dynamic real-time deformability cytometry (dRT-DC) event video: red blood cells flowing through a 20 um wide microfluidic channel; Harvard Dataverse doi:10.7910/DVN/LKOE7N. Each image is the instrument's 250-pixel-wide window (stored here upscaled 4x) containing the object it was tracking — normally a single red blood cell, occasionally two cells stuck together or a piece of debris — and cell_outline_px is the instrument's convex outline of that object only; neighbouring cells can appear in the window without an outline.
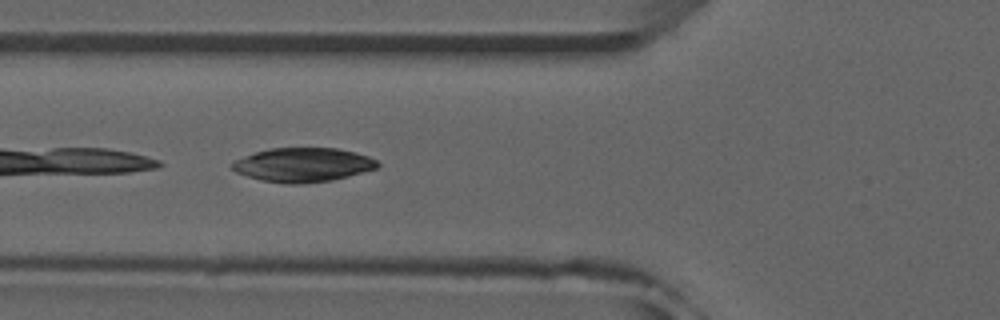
{"species": "common noctule bat (a hibernating species)", "species_latin": "Nyctalus noctula", "temperature_condition": "room temperature", "stored_images_in_passage": 13, "camera_frame_rate_fps": 3000, "um_per_image_px": 0.085, "animal": {"sex": "male", "forearm_length_mm": 52.5}, "frame": {"image": 1, "passage_image": 4, "time_ms": 1.0, "image_size_px": [1000, 320], "cell_outline_px": [[380, 168], [332, 180], [300, 184], [284, 184], [260, 180], [236, 172], [228, 164], [244, 156], [268, 148], [336, 148], [356, 152], [368, 156], [376, 160], [380, 164]], "centroid_in_image_um": [25.76, 14.01], "position_along_channel_um": 100.0, "area_um2": 29.07}}
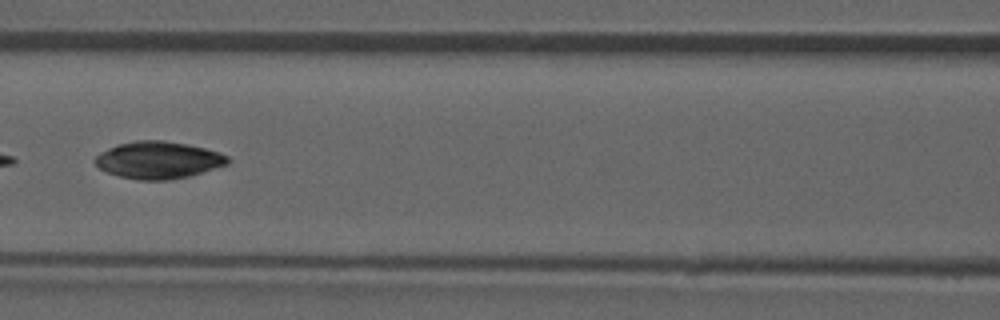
{"frame": {"image": 2, "passage_image": 8, "time_ms": 2.333, "image_size_px": [1000, 320], "cell_outline_px": [[228, 164], [188, 176], [168, 180], [140, 180], [120, 176], [108, 172], [100, 168], [92, 160], [100, 152], [108, 148], [120, 144], [136, 140], [164, 140], [188, 144], [220, 152], [228, 156]], "centroid_in_image_um": [13.45, 13.59], "position_along_channel_um": 153.2, "area_um2": 28.55}}